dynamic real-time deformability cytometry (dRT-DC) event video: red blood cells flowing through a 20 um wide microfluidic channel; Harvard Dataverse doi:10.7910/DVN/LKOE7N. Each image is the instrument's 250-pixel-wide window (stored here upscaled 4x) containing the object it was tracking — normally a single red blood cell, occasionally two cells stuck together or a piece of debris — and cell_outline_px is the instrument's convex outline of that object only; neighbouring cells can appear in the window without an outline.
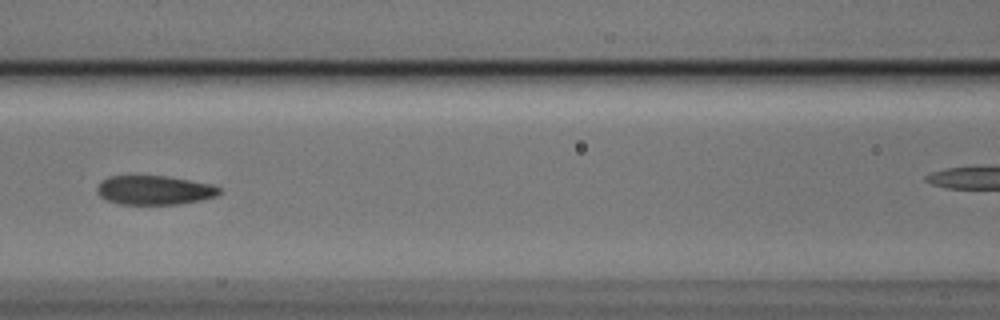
{"species": "Egyptian fruit bat (a non-hibernating species)", "species_latin": "Rousettus aegyptiacus", "temperature_condition": "cold", "stored_images_in_passage": 7, "segment_of_instrument_passage": [1, 2], "camera_frame_rate_fps": 3000, "um_per_image_px": 0.085, "animal": {"sex": "male"}, "frame": {"image": 1, "passage_image": 6, "time_ms": 1.667, "image_size_px": [1000, 320], "cell_outline_px": [[220, 192], [216, 196], [200, 200], [180, 204], [120, 204], [108, 200], [100, 196], [96, 192], [96, 188], [100, 180], [108, 176], [168, 176], [212, 184], [220, 188]], "centroid_in_image_um": [13.1, 16.15], "position_along_channel_um": 153.5, "area_um2": 20.81}}